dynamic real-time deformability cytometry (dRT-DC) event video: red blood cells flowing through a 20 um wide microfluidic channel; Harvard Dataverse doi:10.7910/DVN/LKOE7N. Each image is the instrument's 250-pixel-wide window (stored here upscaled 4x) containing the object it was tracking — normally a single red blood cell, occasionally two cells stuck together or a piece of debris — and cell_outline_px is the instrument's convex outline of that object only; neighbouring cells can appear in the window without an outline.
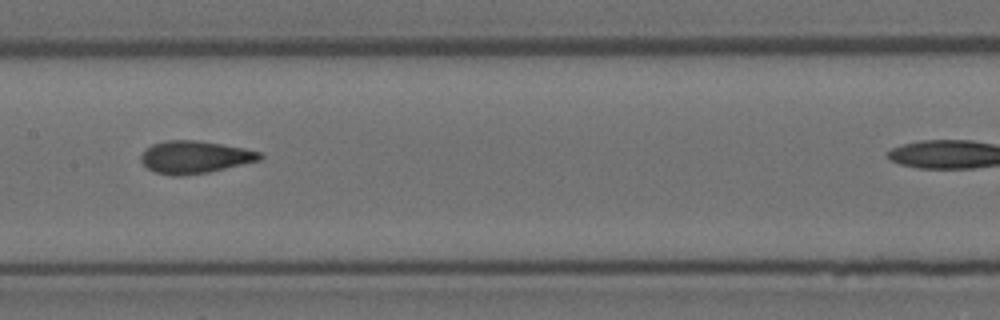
{"species": "Egyptian fruit bat (a non-hibernating species)", "species_latin": "Rousettus aegyptiacus", "temperature_condition": "room temperature", "stored_images_in_passage": 9, "camera_frame_rate_fps": 3000, "um_per_image_px": 0.085, "animal": {"sex": "female"}, "frame": {"image": 1, "passage_image": 6, "time_ms": 1.667, "image_size_px": [1000, 320], "cell_outline_px": [[264, 156], [260, 160], [208, 172], [184, 176], [172, 176], [156, 172], [148, 168], [140, 160], [140, 156], [152, 144], [164, 140], [196, 140], [244, 148], [260, 152]], "centroid_in_image_um": [16.55, 13.35], "position_along_channel_um": 190.9, "area_um2": 22.37}}
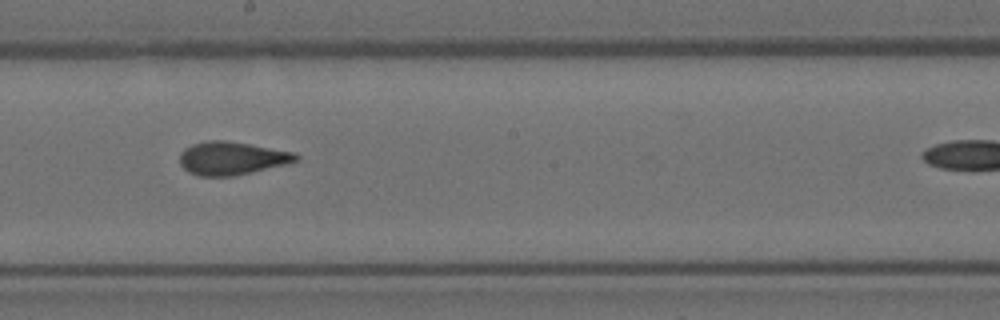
{"frame": {"image": 2, "passage_image": 7, "time_ms": 2.0, "image_size_px": [1000, 320], "cell_outline_px": [[300, 156], [296, 160], [288, 164], [252, 172], [232, 176], [200, 176], [188, 172], [180, 164], [180, 152], [184, 148], [192, 144], [208, 140], [224, 140], [296, 152]], "centroid_in_image_um": [19.69, 13.45], "position_along_channel_um": 228.5, "area_um2": 22.48}}